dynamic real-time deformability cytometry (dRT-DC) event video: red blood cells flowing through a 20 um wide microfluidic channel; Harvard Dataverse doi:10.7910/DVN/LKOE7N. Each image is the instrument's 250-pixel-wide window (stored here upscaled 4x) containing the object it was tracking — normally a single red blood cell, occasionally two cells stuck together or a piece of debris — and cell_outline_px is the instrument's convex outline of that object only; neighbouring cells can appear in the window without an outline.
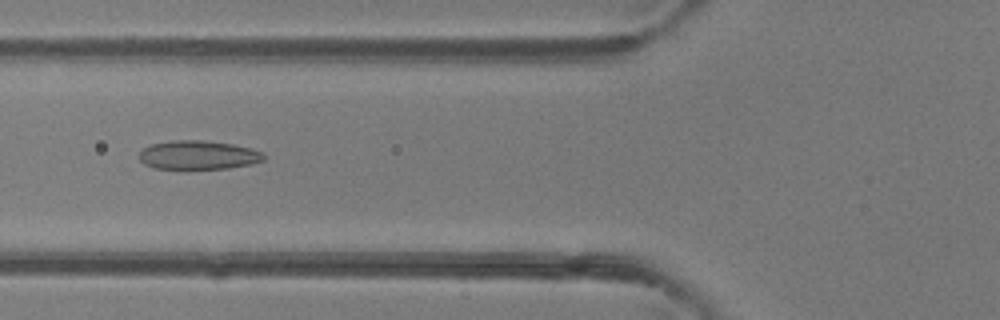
{"species": "common noctule bat (a hibernating species)", "species_latin": "Nyctalus noctula", "temperature_condition": "room temperature", "stored_images_in_passage": 37, "camera_frame_rate_fps": 3000, "um_per_image_px": 0.085, "animal": {"sex": "female"}, "frame": {"image": 1, "passage_image": 8, "time_ms": 2.333, "image_size_px": [1000, 320], "cell_outline_px": [[264, 160], [252, 164], [228, 168], [152, 168], [144, 164], [140, 160], [140, 152], [144, 148], [152, 144], [176, 140], [204, 140], [232, 144], [264, 152]], "centroid_in_image_um": [16.86, 13.17], "position_along_channel_um": 108.9, "area_um2": 20.69}}
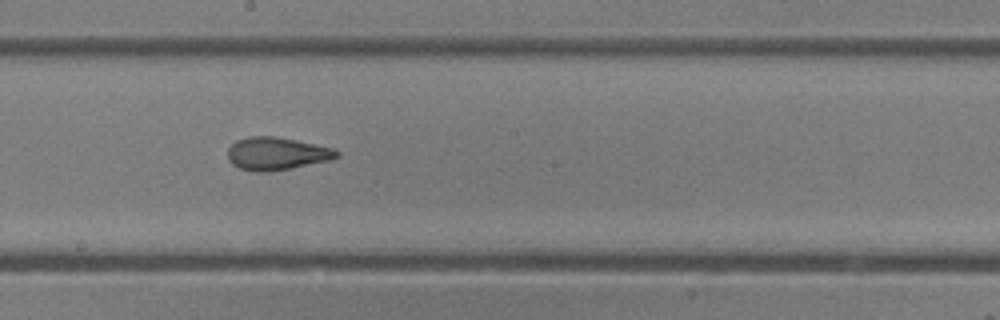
{"frame": {"image": 2, "passage_image": 16, "time_ms": 5.0, "image_size_px": [1000, 320], "cell_outline_px": [[340, 156], [328, 160], [268, 172], [256, 172], [240, 168], [232, 164], [228, 160], [228, 148], [236, 140], [248, 136], [272, 136], [296, 140], [332, 148], [340, 152]], "centroid_in_image_um": [23.47, 13.05], "position_along_channel_um": 224.7, "area_um2": 20.58}}
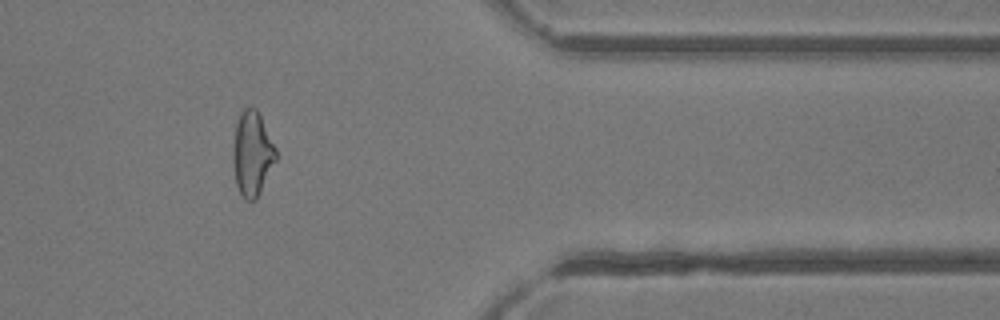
{"frame": {"image": 3, "passage_image": 29, "time_ms": 9.333, "image_size_px": [1000, 320], "cell_outline_px": [[276, 160], [256, 200], [244, 200], [236, 184], [232, 164], [232, 152], [236, 124], [240, 112], [244, 108], [256, 108], [276, 148]], "centroid_in_image_um": [21.42, 13.08], "position_along_channel_um": 390.0, "area_um2": 21.04}, "authors_computed_cell_mechanics": {"area_um2": 20.6924, "velocity_mm_per_s": 4.3224, "shape_relaxation_time_tau1_ms": null, "shape_relaxation_time_tau2_ms": 1.4766, "deformation_change_tau1": null, "deformation_change_tau2": 0.0948}}